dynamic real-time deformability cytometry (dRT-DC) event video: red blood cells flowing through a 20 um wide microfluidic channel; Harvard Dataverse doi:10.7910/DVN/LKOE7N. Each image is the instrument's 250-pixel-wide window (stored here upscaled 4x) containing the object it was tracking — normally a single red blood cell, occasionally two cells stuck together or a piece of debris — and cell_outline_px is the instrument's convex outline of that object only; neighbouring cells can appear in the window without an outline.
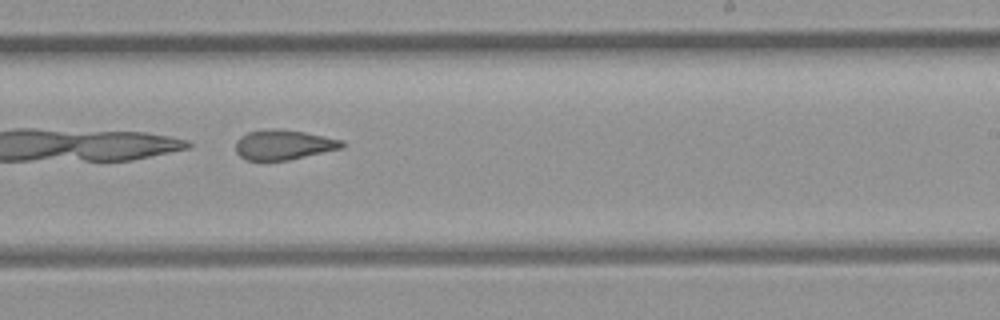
{"species": "common noctule bat (a hibernating species)", "species_latin": "Nyctalus noctula", "temperature_condition": "room temperature", "stored_images_in_passage": 29, "camera_frame_rate_fps": 3000, "um_per_image_px": 0.085, "animal": {"sex": "female", "body_mass_g": 21.9}, "frame": {"image": 1, "passage_image": 13, "time_ms": 4.0, "image_size_px": [1000, 320], "cell_outline_px": [[344, 148], [288, 160], [244, 160], [236, 152], [236, 140], [240, 136], [248, 132], [264, 128], [276, 128], [304, 132], [344, 140]], "centroid_in_image_um": [24.09, 12.29], "position_along_channel_um": 264.9, "area_um2": 18.73}}